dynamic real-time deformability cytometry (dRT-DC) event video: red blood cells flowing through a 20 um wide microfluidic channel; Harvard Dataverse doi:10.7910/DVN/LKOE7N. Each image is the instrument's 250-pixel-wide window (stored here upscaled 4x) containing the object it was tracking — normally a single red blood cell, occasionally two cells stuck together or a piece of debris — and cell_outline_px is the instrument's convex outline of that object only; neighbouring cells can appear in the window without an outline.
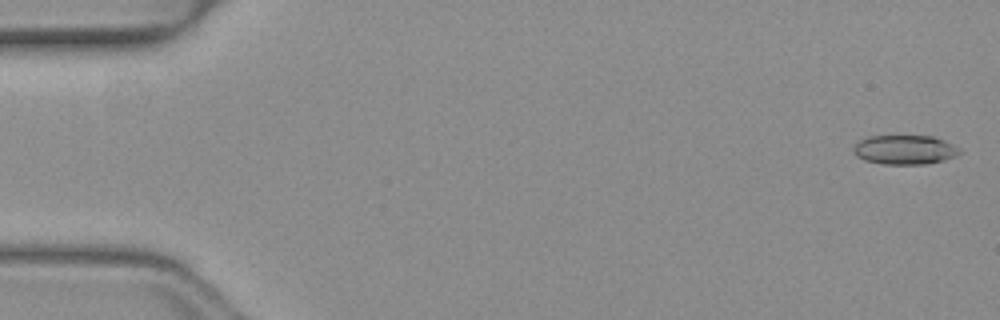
{"species": "common noctule bat (a hibernating species)", "species_latin": "Nyctalus noctula", "temperature_condition": "warm", "stored_images_in_passage": 18, "camera_frame_rate_fps": 3000, "um_per_image_px": 0.085, "animal": {"sex": "female", "body_mass_g": 19.3, "forearm_length_mm": 54.1}, "frame": {"image": 1, "passage_image": 1, "time_ms": 0.0, "image_size_px": [1000, 320], "cell_outline_px": [[964, 152], [956, 156], [944, 160], [924, 164], [884, 164], [864, 160], [856, 156], [852, 152], [852, 148], [860, 140], [868, 136], [932, 136], [944, 140], [960, 148]], "centroid_in_image_um": [76.91, 12.73], "position_along_channel_um": 8.1, "area_um2": 18.26}}
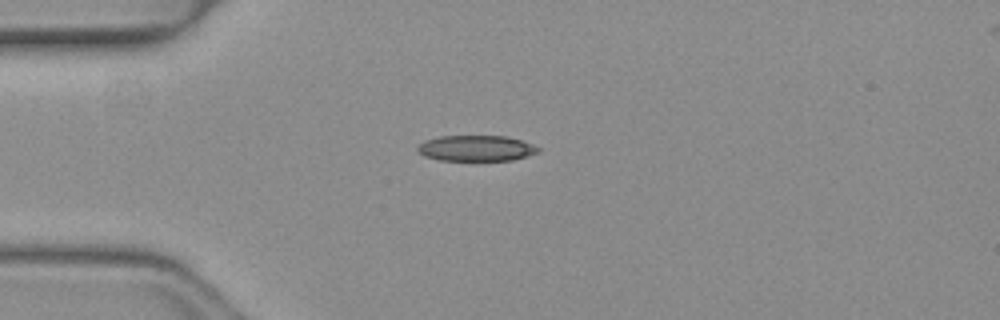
{"frame": {"image": 2, "passage_image": 13, "time_ms": 4.0, "image_size_px": [1000, 320], "cell_outline_px": [[540, 152], [512, 160], [440, 160], [424, 156], [416, 148], [424, 140], [440, 136], [508, 136], [532, 144], [540, 148]], "centroid_in_image_um": [40.48, 12.59], "position_along_channel_um": 44.5, "area_um2": 18.03}}
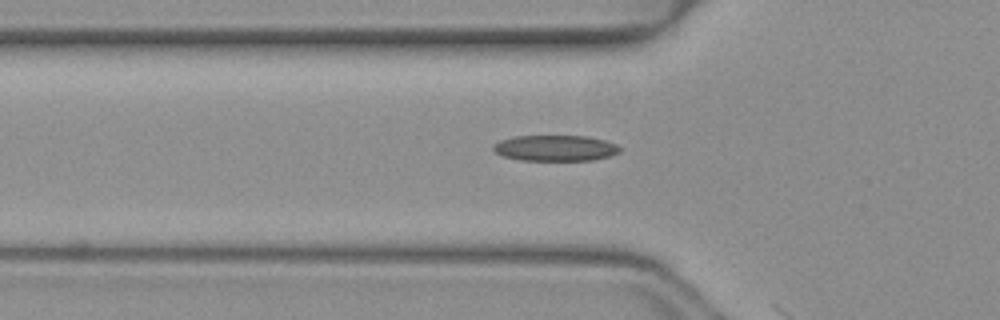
{"frame": {"image": 3, "passage_image": 17, "time_ms": 5.333, "image_size_px": [1000, 320], "cell_outline_px": [[624, 148], [620, 152], [608, 156], [592, 160], [520, 160], [500, 156], [492, 148], [492, 144], [500, 140], [516, 136], [588, 136], [604, 140], [616, 144]], "centroid_in_image_um": [47.19, 12.58], "position_along_channel_um": 78.6, "area_um2": 19.19}}